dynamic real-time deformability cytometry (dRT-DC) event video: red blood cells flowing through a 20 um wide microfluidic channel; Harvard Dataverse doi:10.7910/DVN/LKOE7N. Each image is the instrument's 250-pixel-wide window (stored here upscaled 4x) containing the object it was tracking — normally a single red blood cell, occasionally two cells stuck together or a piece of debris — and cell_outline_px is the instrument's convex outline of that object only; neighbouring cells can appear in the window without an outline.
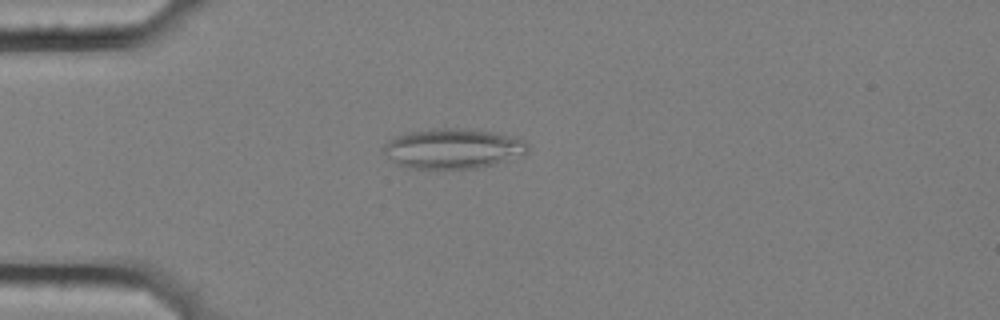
{"species": "common noctule bat (a hibernating species)", "species_latin": "Nyctalus noctula", "temperature_condition": "cold", "stored_images_in_passage": 45, "segment_of_instrument_passage": [1, 2], "camera_frame_rate_fps": 3000, "um_per_image_px": 0.085, "animal": {"sex": "female", "body_mass_g": 25.1}, "frame": {"image": 1, "passage_image": 3, "time_ms": 0.667, "image_size_px": [1000, 320], "cell_outline_px": [[528, 152], [524, 156], [496, 164], [480, 168], [412, 168], [400, 164], [388, 156], [384, 152], [384, 144], [388, 140], [396, 136], [412, 132], [432, 128], [468, 128], [496, 132], [516, 136], [524, 140], [528, 144]], "centroid_in_image_um": [38.62, 12.61], "position_along_channel_um": 46.4, "area_um2": 33.87}}